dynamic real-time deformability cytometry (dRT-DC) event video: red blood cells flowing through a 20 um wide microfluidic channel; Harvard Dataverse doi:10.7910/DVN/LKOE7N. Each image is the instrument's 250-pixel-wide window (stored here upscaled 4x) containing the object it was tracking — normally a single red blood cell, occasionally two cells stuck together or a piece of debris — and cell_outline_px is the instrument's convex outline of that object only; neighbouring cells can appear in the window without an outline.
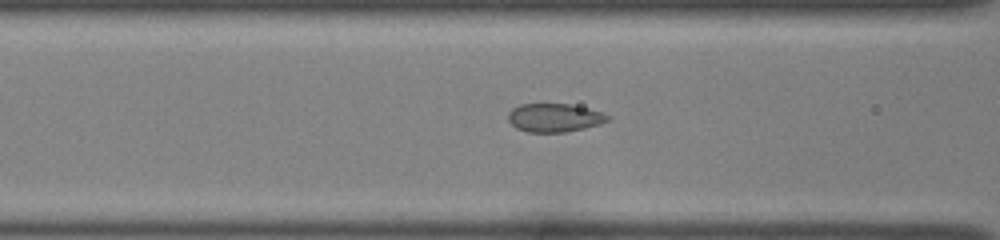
{"species": "common noctule bat (a hibernating species)", "species_latin": "Nyctalus noctula", "temperature_condition": "room temperature", "stored_images_in_passage": 34, "camera_frame_rate_fps": 3000, "um_per_image_px": 0.085, "animal": {"sex": "female", "body_mass_g": 22.0, "forearm_length_mm": 56.7}, "frame": {"image": 1, "passage_image": 13, "time_ms": 4.0, "image_size_px": [1000, 240], "cell_outline_px": [[608, 120], [600, 124], [584, 128], [564, 132], [528, 132], [516, 128], [508, 120], [508, 112], [512, 108], [520, 104], [568, 104], [588, 108], [600, 112], [608, 116]], "centroid_in_image_um": [47.08, 10.0], "position_along_channel_um": 119.5, "area_um2": 16.36}}
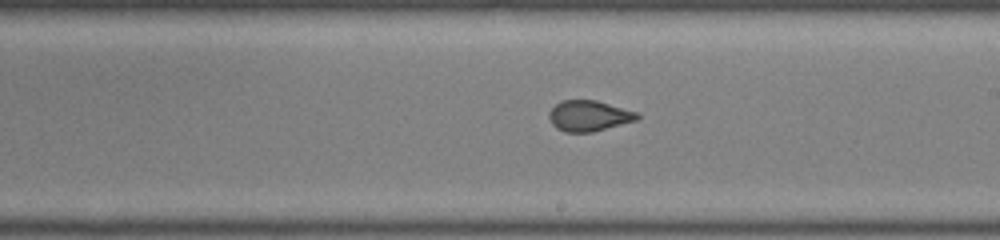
{"frame": {"image": 2, "passage_image": 22, "time_ms": 7.0, "image_size_px": [1000, 240], "cell_outline_px": [[640, 116], [636, 120], [592, 132], [564, 132], [556, 128], [552, 124], [548, 116], [548, 112], [560, 100], [596, 100], [640, 112]], "centroid_in_image_um": [50.05, 9.83], "position_along_channel_um": 238.9, "area_um2": 15.9}}
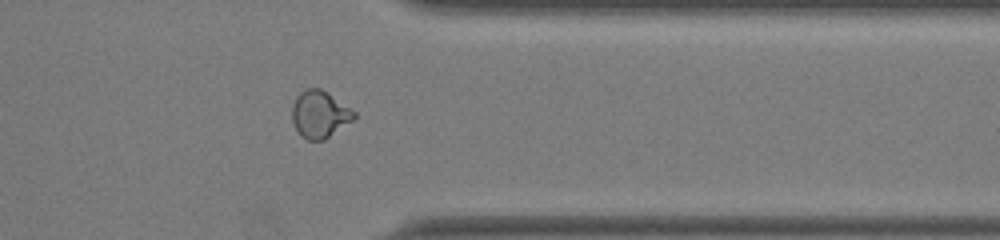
{"frame": {"image": 3, "passage_image": 33, "time_ms": 10.667, "image_size_px": [1000, 240], "cell_outline_px": [[356, 116], [352, 120], [324, 140], [308, 140], [300, 136], [292, 120], [292, 104], [296, 96], [300, 92], [308, 88], [320, 88], [328, 92], [356, 112]], "centroid_in_image_um": [27.15, 9.7], "position_along_channel_um": 384.2, "area_um2": 16.99}}